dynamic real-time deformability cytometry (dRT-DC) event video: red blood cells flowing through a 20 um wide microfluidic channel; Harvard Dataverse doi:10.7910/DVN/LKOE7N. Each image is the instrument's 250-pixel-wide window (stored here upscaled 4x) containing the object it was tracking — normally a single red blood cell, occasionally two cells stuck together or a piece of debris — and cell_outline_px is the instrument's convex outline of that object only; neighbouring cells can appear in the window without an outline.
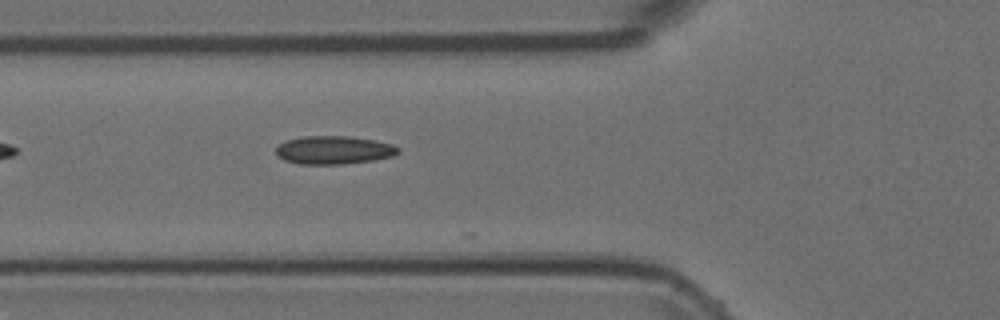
{"species": "Egyptian fruit bat (a non-hibernating species)", "species_latin": "Rousettus aegyptiacus", "temperature_condition": "room temperature", "stored_images_in_passage": 7, "camera_frame_rate_fps": 3000, "um_per_image_px": 0.085, "animal": {"sex": "female"}, "frame": {"image": 1, "passage_image": 4, "time_ms": 1.0, "image_size_px": [1000, 320], "cell_outline_px": [[400, 152], [396, 156], [372, 160], [344, 164], [300, 164], [284, 160], [276, 156], [276, 148], [280, 144], [288, 140], [304, 136], [348, 136], [376, 140], [392, 144], [400, 148]], "centroid_in_image_um": [28.41, 12.76], "position_along_channel_um": 97.4, "area_um2": 20.23}}